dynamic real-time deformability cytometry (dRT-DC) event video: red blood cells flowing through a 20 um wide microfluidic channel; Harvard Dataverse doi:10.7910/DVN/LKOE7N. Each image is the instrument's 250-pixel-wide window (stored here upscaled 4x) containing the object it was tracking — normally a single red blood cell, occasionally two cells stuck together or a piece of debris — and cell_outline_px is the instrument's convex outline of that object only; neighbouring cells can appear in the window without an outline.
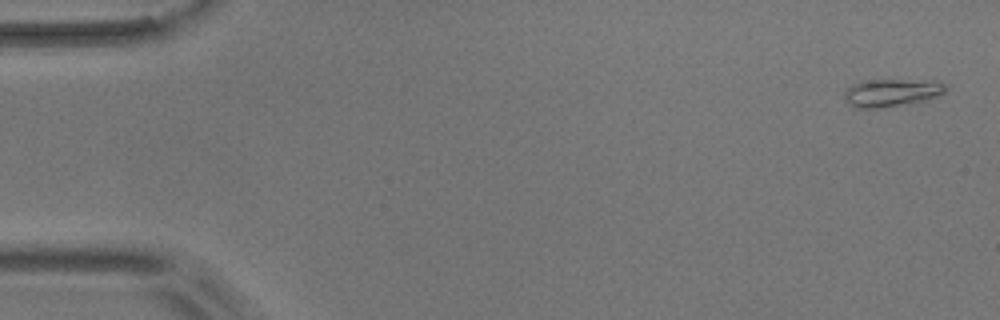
{"species": "common noctule bat (a hibernating species)", "species_latin": "Nyctalus noctula", "temperature_condition": "room temperature", "stored_images_in_passage": 54, "camera_frame_rate_fps": 3000, "um_per_image_px": 0.085, "animal": {"sex": "male", "body_mass_g": 17.9}, "frame": {"image": 1, "passage_image": 2, "time_ms": 0.333, "image_size_px": [1000, 320], "cell_outline_px": [[944, 92], [936, 96], [924, 100], [876, 108], [856, 108], [844, 96], [844, 92], [848, 88], [864, 80], [932, 80], [944, 84]], "centroid_in_image_um": [75.78, 7.86], "position_along_channel_um": 9.2, "area_um2": 15.72}}
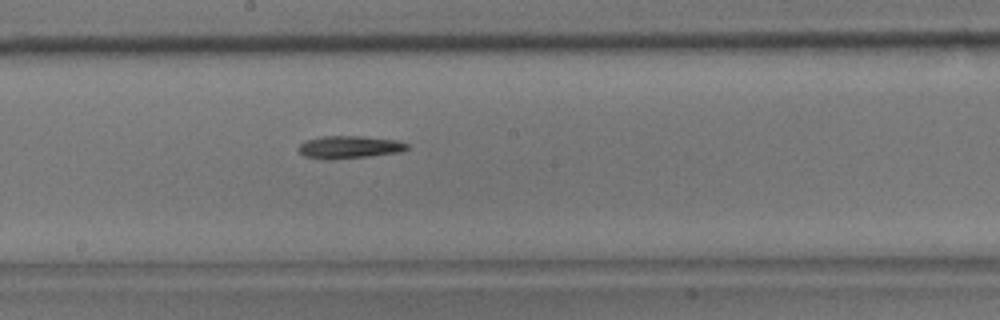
{"frame": {"image": 2, "passage_image": 30, "time_ms": 9.667, "image_size_px": [1000, 320], "cell_outline_px": [[408, 148], [400, 152], [368, 156], [332, 160], [324, 160], [304, 156], [296, 148], [304, 140], [324, 136], [360, 136], [396, 140], [408, 144]], "centroid_in_image_um": [29.63, 12.51], "position_along_channel_um": 218.6, "area_um2": 14.39}}
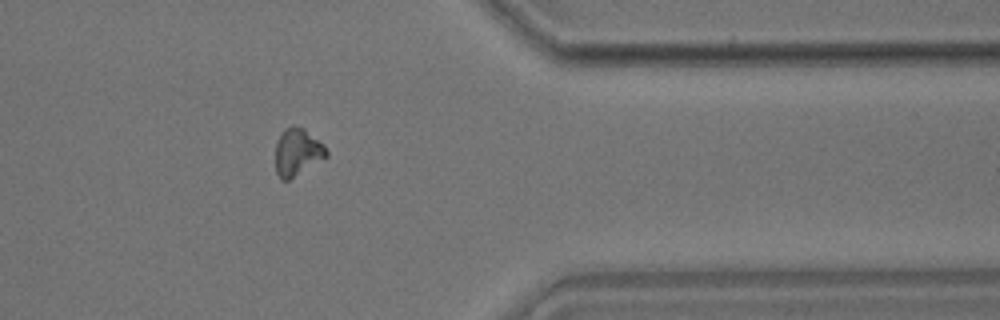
{"frame": {"image": 3, "passage_image": 45, "time_ms": 14.667, "image_size_px": [1000, 320], "cell_outline_px": [[328, 156], [288, 180], [280, 180], [276, 172], [276, 140], [284, 128], [292, 124], [304, 128], [324, 144], [328, 152]], "centroid_in_image_um": [25.27, 12.9], "position_along_channel_um": 386.1, "area_um2": 14.16}, "authors_computed_cell_mechanics": {"area_um2": 14.2188, "velocity_mm_per_s": 3.6478, "shape_relaxation_time_tau1_ms": 7.4671, "shape_relaxation_time_tau2_ms": null, "deformation_change_tau1": 0.2065, "deformation_change_tau2": null}}